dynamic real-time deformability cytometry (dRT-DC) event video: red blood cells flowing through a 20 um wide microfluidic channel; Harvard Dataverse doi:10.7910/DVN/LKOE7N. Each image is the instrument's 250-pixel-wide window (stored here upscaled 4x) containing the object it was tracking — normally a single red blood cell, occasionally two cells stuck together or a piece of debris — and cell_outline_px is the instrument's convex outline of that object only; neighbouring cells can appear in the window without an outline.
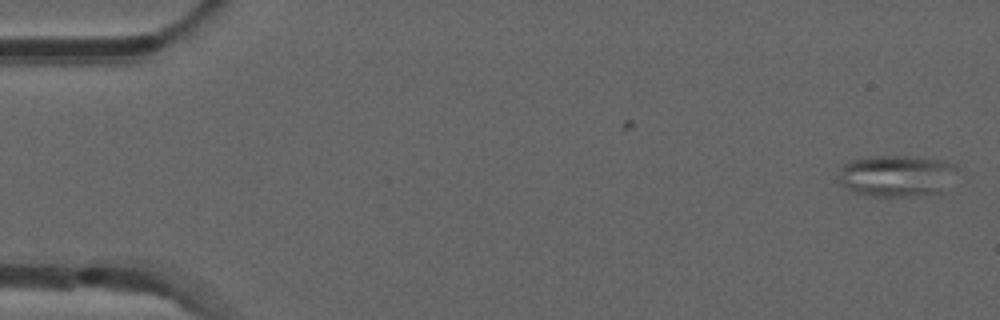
{"species": "common noctule bat (a hibernating species)", "species_latin": "Nyctalus noctula", "temperature_condition": "room temperature", "stored_images_in_passage": 53, "segment_of_instrument_passage": [1, 2], "camera_frame_rate_fps": 3000, "um_per_image_px": 0.085, "animal": {"sex": "male", "forearm_length_mm": 52.5}, "frame": {"image": 1, "passage_image": 1, "time_ms": 0.0, "image_size_px": [1000, 320], "cell_outline_px": [[960, 168], [944, 192], [908, 196], [872, 196], [856, 192], [840, 184], [836, 180], [840, 168], [844, 164], [852, 160], [872, 156], [904, 156], [944, 160], [956, 164]], "centroid_in_image_um": [76.25, 14.94], "position_along_channel_um": 8.8, "area_um2": 29.07}}
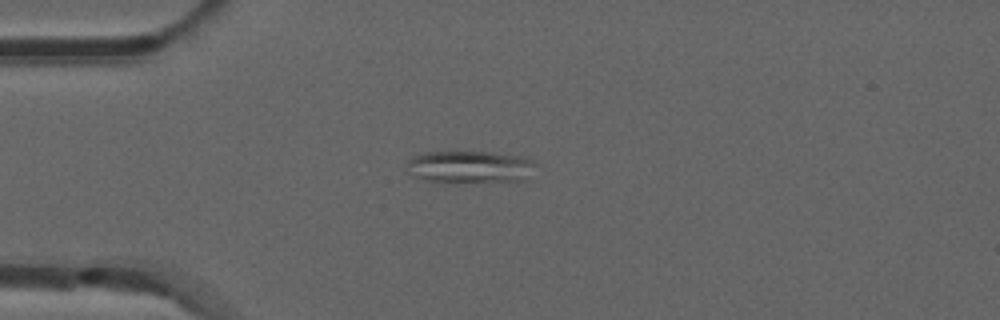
{"frame": {"image": 2, "passage_image": 13, "time_ms": 4.0, "image_size_px": [1000, 320], "cell_outline_px": [[536, 164], [520, 180], [440, 184], [416, 176], [408, 164], [408, 160], [424, 152], [492, 152], [520, 156]], "centroid_in_image_um": [39.89, 14.2], "position_along_channel_um": 45.1, "area_um2": 23.76}}